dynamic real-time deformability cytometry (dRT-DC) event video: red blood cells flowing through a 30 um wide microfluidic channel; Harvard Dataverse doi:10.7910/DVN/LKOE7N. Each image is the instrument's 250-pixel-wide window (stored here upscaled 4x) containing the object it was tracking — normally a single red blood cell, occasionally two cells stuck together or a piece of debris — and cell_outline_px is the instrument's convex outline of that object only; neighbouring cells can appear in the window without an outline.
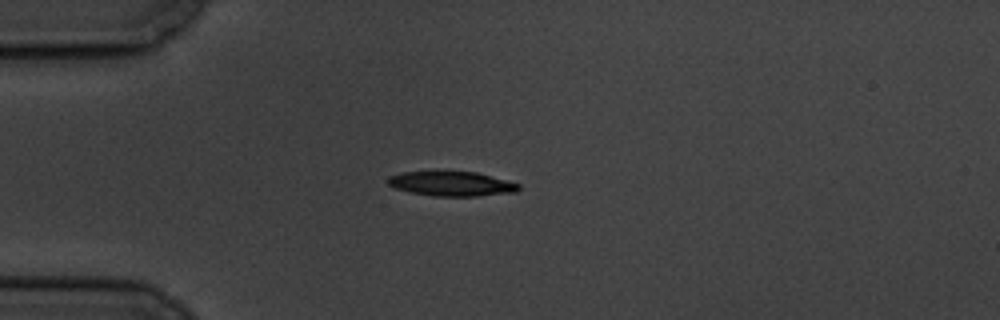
{"species": "common noctule bat (a hibernating species)", "species_latin": "Nyctalus noctula", "temperature_condition": "cold", "stored_images_in_passage": 9, "camera_frame_rate_fps": 3000, "um_per_image_px": 0.085, "animal": {"sex": "male", "body_mass_g": 19.5, "forearm_length_mm": 54.6}, "frame": {"image": 1, "passage_image": 1, "time_ms": 0.0, "image_size_px": [1000, 320], "cell_outline_px": [[520, 188], [516, 192], [476, 196], [432, 196], [408, 192], [396, 188], [388, 184], [388, 176], [400, 172], [476, 172], [520, 184]], "centroid_in_image_um": [38.36, 15.63], "position_along_channel_um": 46.6, "area_um2": 18.61}}
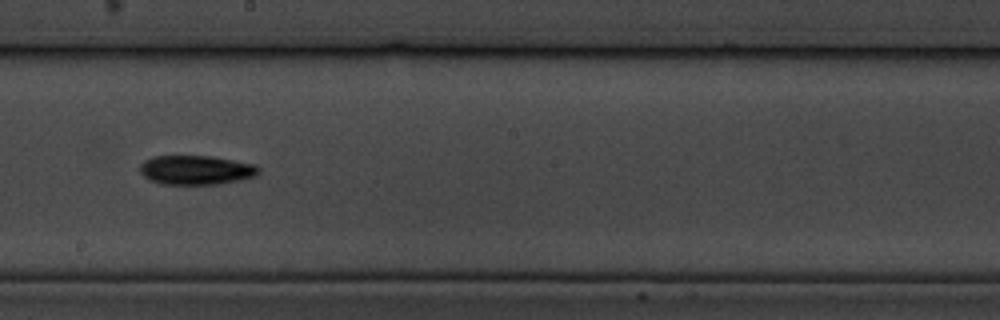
{"frame": {"image": 2, "passage_image": 6, "time_ms": 6.0, "image_size_px": [1000, 320], "cell_outline_px": [[260, 172], [256, 176], [240, 180], [220, 184], [160, 184], [148, 180], [140, 172], [140, 164], [144, 160], [156, 156], [212, 156], [256, 164], [260, 168]], "centroid_in_image_um": [16.68, 14.45], "position_along_channel_um": 231.5, "area_um2": 20.46}}
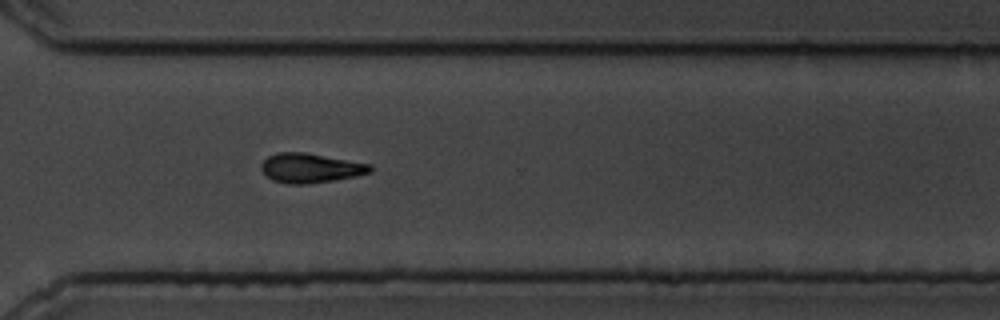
{"frame": {"image": 3, "passage_image": 9, "time_ms": 9.333, "image_size_px": [1000, 320], "cell_outline_px": [[372, 172], [356, 176], [336, 180], [308, 184], [288, 184], [272, 180], [260, 168], [260, 164], [268, 156], [276, 152], [304, 152], [372, 164]], "centroid_in_image_um": [26.4, 14.28], "position_along_channel_um": 344.2, "area_um2": 18.84}}